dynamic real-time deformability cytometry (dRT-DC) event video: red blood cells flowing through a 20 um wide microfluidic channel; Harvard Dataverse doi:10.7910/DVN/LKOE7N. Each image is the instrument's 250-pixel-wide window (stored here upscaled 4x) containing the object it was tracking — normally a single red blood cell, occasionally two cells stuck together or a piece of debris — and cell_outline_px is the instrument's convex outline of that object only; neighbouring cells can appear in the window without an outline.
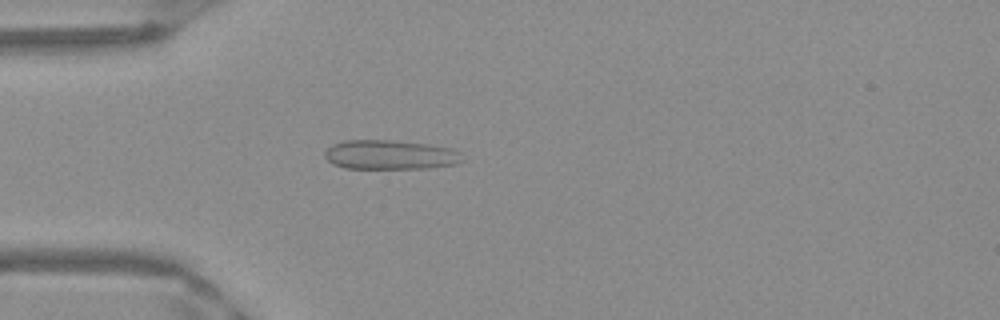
{"species": "Egyptian fruit bat (a non-hibernating species)", "species_latin": "Rousettus aegyptiacus", "temperature_condition": "warm", "stored_images_in_passage": 50, "camera_frame_rate_fps": 3000, "um_per_image_px": 0.085, "frame": {"image": 1, "passage_image": 14, "time_ms": 4.333, "image_size_px": [1000, 320], "cell_outline_px": [[464, 160], [456, 164], [428, 168], [344, 168], [332, 164], [324, 156], [324, 152], [332, 144], [344, 140], [392, 140], [428, 144], [452, 148], [460, 152]], "centroid_in_image_um": [33.16, 13.15], "position_along_channel_um": 51.8, "area_um2": 23.7}}
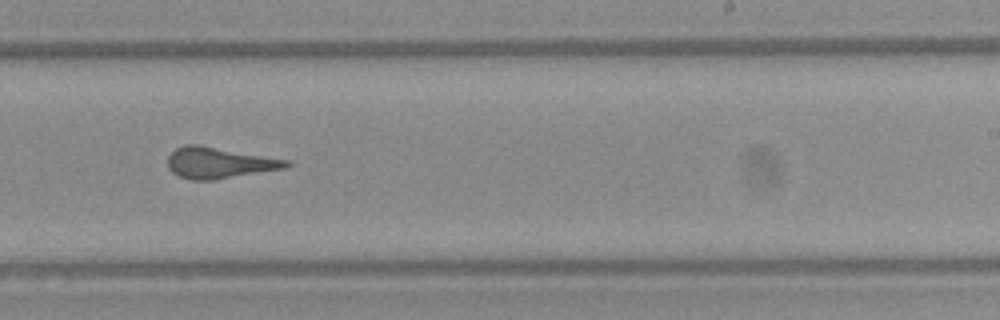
{"frame": {"image": 2, "passage_image": 31, "time_ms": 10.0, "image_size_px": [1000, 320], "cell_outline_px": [[292, 164], [284, 168], [212, 180], [192, 180], [180, 176], [172, 172], [168, 168], [168, 156], [176, 148], [184, 144], [200, 144], [292, 160]], "centroid_in_image_um": [18.65, 13.81], "position_along_channel_um": 270.4, "area_um2": 21.62}}
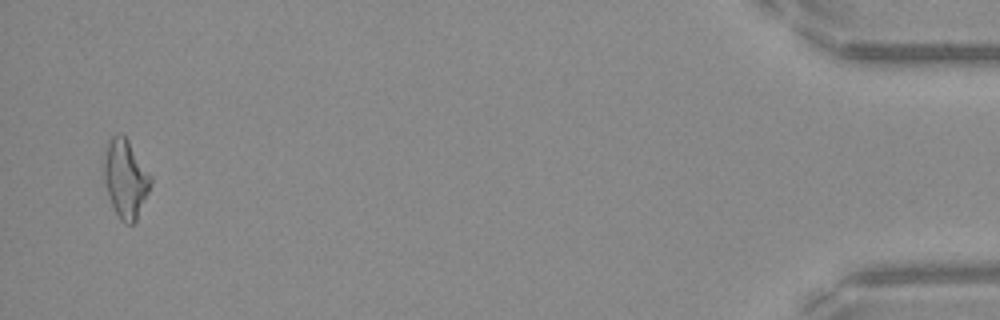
{"frame": {"image": 3, "passage_image": 49, "time_ms": 16.0, "image_size_px": [1000, 320], "cell_outline_px": [[152, 184], [136, 220], [132, 224], [124, 224], [120, 220], [108, 196], [104, 180], [100, 160], [108, 140], [116, 132], [120, 132], [128, 140], [152, 176]], "centroid_in_image_um": [10.62, 15.13], "position_along_channel_um": 424.6, "area_um2": 21.91}}